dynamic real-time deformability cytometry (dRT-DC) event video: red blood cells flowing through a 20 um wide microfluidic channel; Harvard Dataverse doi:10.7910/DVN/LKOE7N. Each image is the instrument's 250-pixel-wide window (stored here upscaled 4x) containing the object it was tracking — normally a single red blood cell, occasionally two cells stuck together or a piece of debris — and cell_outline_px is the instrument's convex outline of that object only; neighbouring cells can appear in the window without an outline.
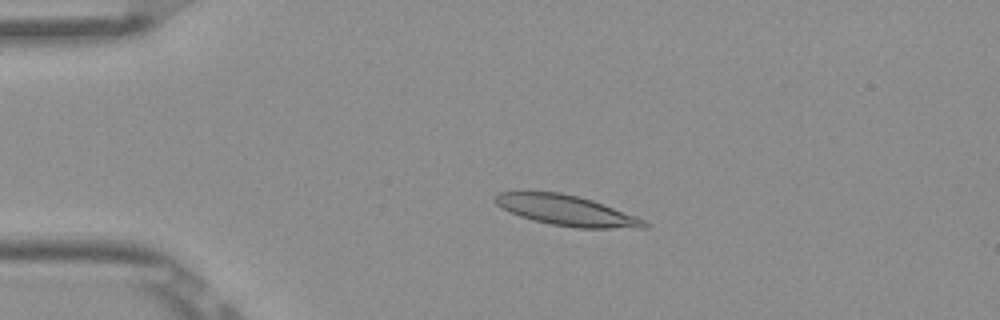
{"species": "Egyptian fruit bat (a non-hibernating species)", "species_latin": "Rousettus aegyptiacus", "temperature_condition": "room temperature", "stored_images_in_passage": 53, "camera_frame_rate_fps": 3000, "um_per_image_px": 0.085, "frame": {"image": 1, "passage_image": 12, "time_ms": 3.667, "image_size_px": [1000, 320], "cell_outline_px": [[652, 224], [648, 228], [576, 228], [552, 224], [532, 220], [520, 216], [496, 204], [492, 200], [492, 196], [496, 192], [560, 192], [592, 200], [636, 216]], "centroid_in_image_um": [48.16, 17.89], "position_along_channel_um": 36.8, "area_um2": 26.3}}
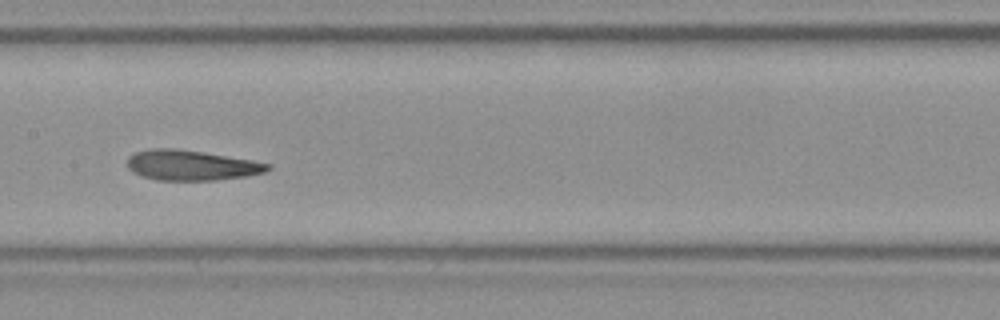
{"frame": {"image": 2, "passage_image": 27, "time_ms": 8.667, "image_size_px": [1000, 320], "cell_outline_px": [[272, 168], [264, 172], [244, 176], [216, 180], [156, 180], [132, 172], [128, 168], [128, 156], [136, 152], [148, 148], [176, 148], [252, 160], [272, 164]], "centroid_in_image_um": [16.24, 14.04], "position_along_channel_um": 191.2, "area_um2": 24.62}}
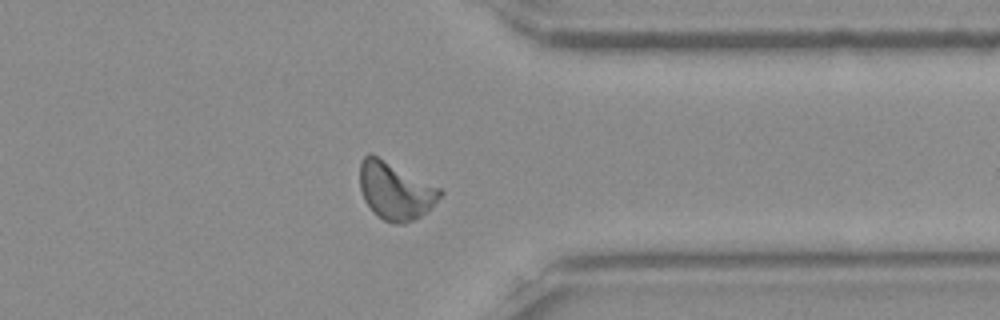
{"frame": {"image": 3, "passage_image": 42, "time_ms": 13.667, "image_size_px": [1000, 320], "cell_outline_px": [[444, 192], [428, 212], [404, 224], [396, 224], [384, 220], [376, 216], [372, 212], [364, 200], [360, 188], [360, 160], [368, 152], [372, 152], [440, 188]], "centroid_in_image_um": [33.58, 16.2], "position_along_channel_um": 377.8, "area_um2": 27.22}, "authors_computed_cell_mechanics": {"area_um2": 25.3164, "velocity_mm_per_s": 3.8431, "shape_relaxation_time_tau1_ms": 6.1515, "shape_relaxation_time_tau2_ms": 2.3532, "deformation_change_tau1": 0.1656, "deformation_change_tau2": 0.0987}}